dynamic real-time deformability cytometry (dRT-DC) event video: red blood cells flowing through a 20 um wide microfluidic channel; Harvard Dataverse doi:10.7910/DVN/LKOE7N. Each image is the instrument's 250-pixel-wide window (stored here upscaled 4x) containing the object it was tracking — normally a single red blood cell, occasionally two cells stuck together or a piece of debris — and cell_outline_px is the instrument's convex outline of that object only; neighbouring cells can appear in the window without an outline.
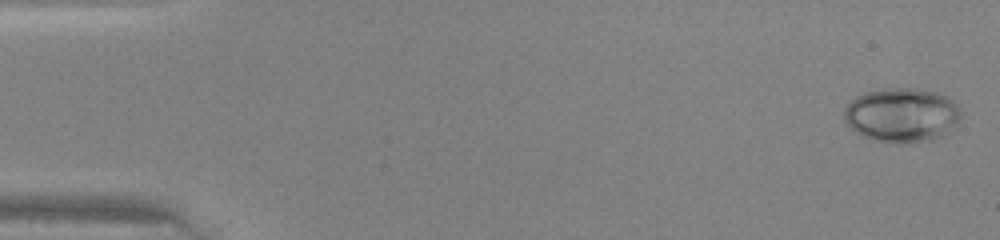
{"species": "human", "species_latin": "Homo sapiens", "temperature_condition": "warm", "stored_images_in_passage": 46, "camera_frame_rate_fps": 3000, "um_per_image_px": 0.085, "donor": {"sex": "female"}, "frame": {"image": 1, "passage_image": 1, "time_ms": 0.0, "image_size_px": [1000, 240], "cell_outline_px": [[960, 116], [956, 124], [944, 136], [932, 140], [908, 144], [872, 140], [856, 132], [844, 120], [844, 108], [856, 96], [868, 92], [888, 88], [916, 88], [936, 92], [948, 96], [960, 108]], "centroid_in_image_um": [76.68, 9.79], "position_along_channel_um": 8.3, "area_um2": 37.11}}
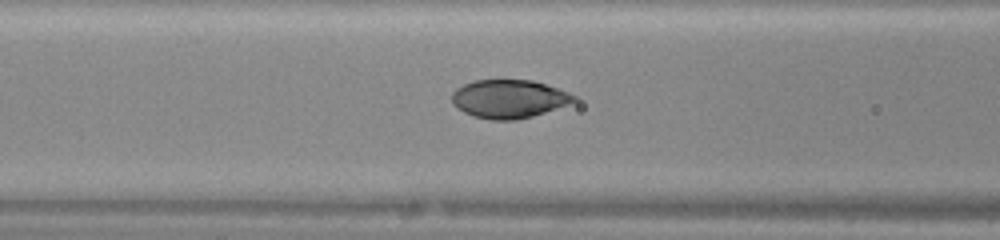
{"frame": {"image": 2, "passage_image": 19, "time_ms": 6.0, "image_size_px": [1000, 240], "cell_outline_px": [[580, 100], [532, 116], [516, 120], [492, 120], [472, 116], [456, 108], [452, 104], [452, 92], [456, 88], [464, 84], [476, 80], [532, 80], [568, 92], [576, 96]], "centroid_in_image_um": [43.24, 8.41], "position_along_channel_um": 123.4, "area_um2": 27.28}}
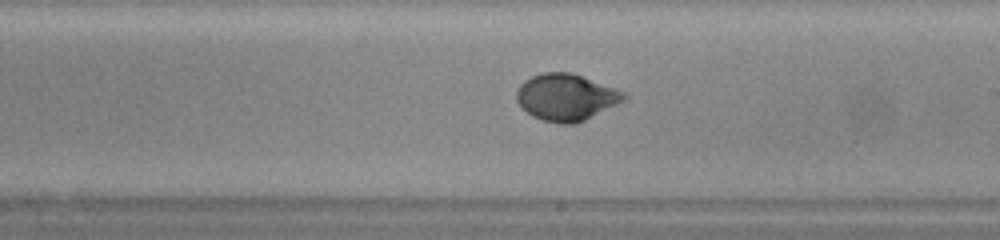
{"frame": {"image": 3, "passage_image": 27, "time_ms": 8.667, "image_size_px": [1000, 240], "cell_outline_px": [[628, 96], [624, 100], [576, 124], [560, 124], [544, 120], [532, 116], [516, 100], [516, 88], [524, 80], [532, 76], [544, 72], [568, 72], [628, 92]], "centroid_in_image_um": [48.11, 8.26], "position_along_channel_um": 240.9, "area_um2": 29.02}}